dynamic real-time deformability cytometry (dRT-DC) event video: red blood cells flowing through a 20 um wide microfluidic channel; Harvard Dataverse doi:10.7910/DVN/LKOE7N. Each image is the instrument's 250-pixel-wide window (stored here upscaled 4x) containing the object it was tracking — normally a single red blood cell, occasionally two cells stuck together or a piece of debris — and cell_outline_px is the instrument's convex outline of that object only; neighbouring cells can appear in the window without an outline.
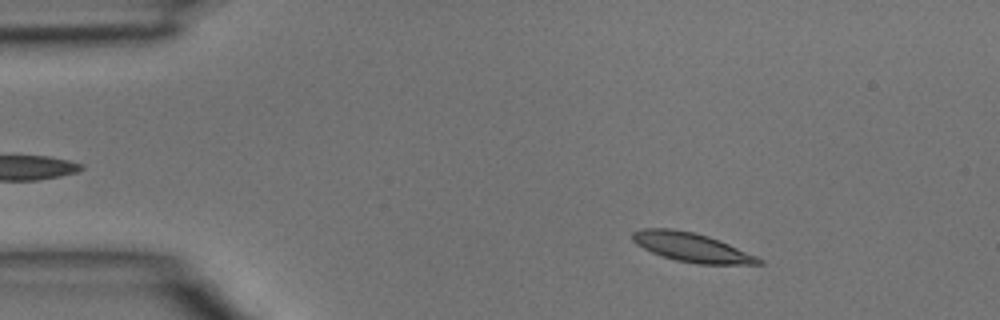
{"species": "common noctule bat (a hibernating species)", "species_latin": "Nyctalus noctula", "temperature_condition": "room temperature", "stored_images_in_passage": 2, "camera_frame_rate_fps": 3000, "um_per_image_px": 0.085, "animal": {"sex": "male", "body_mass_g": 15.6}, "frame": {"image": 1, "passage_image": 1, "time_ms": 0.0, "image_size_px": [1000, 320], "cell_outline_px": [[764, 264], [700, 264], [676, 260], [652, 252], [636, 244], [632, 240], [632, 232], [644, 228], [672, 228], [692, 232], [708, 236], [720, 240], [756, 256], [764, 260]], "centroid_in_image_um": [58.79, 21.01], "position_along_channel_um": 26.2, "area_um2": 21.15}}
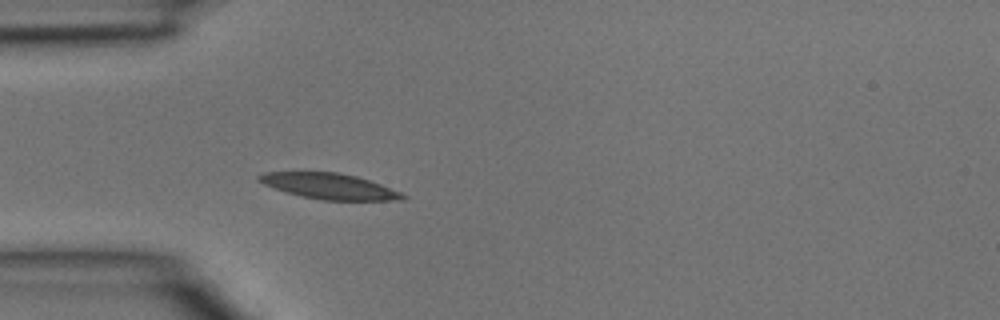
{"frame": {"image": 2, "passage_image": 2, "time_ms": 0.333, "image_size_px": [1000, 320], "cell_outline_px": [[408, 196], [404, 200], [320, 200], [284, 192], [264, 184], [256, 180], [256, 176], [264, 172], [336, 172], [356, 176], [380, 184], [400, 192]], "centroid_in_image_um": [27.96, 15.83], "position_along_channel_um": 57.0, "area_um2": 21.5}}